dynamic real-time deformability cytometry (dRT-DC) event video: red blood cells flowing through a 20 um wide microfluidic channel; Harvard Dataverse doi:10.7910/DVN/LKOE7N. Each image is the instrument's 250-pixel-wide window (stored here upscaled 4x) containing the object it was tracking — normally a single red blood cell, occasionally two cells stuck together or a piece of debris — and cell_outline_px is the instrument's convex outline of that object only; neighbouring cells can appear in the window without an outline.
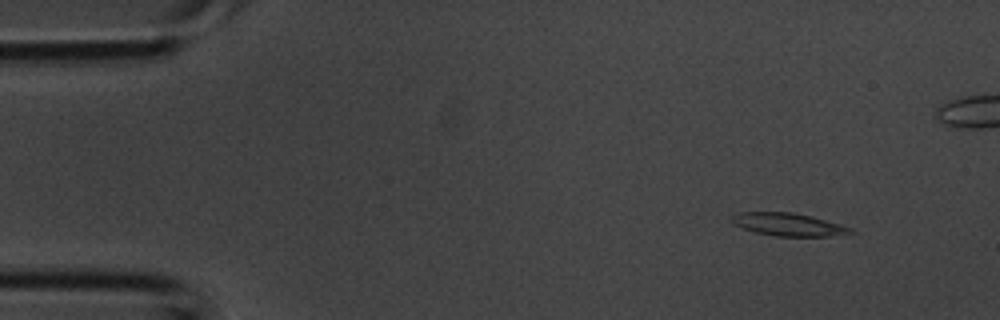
{"species": "common noctule bat (a hibernating species)", "species_latin": "Nyctalus noctula", "temperature_condition": "room temperature", "stored_images_in_passage": 5, "camera_frame_rate_fps": 3000, "um_per_image_px": 0.085, "animal": {"sex": "male", "body_mass_g": 20.1, "forearm_length_mm": 53.5}, "frame": {"image": 1, "passage_image": 2, "time_ms": 0.333, "image_size_px": [1000, 320], "cell_outline_px": [[856, 232], [828, 236], [776, 236], [756, 232], [732, 224], [728, 220], [728, 216], [740, 212], [792, 212], [840, 224], [852, 228]], "centroid_in_image_um": [66.92, 19.07], "position_along_channel_um": 18.1, "area_um2": 15.72}}